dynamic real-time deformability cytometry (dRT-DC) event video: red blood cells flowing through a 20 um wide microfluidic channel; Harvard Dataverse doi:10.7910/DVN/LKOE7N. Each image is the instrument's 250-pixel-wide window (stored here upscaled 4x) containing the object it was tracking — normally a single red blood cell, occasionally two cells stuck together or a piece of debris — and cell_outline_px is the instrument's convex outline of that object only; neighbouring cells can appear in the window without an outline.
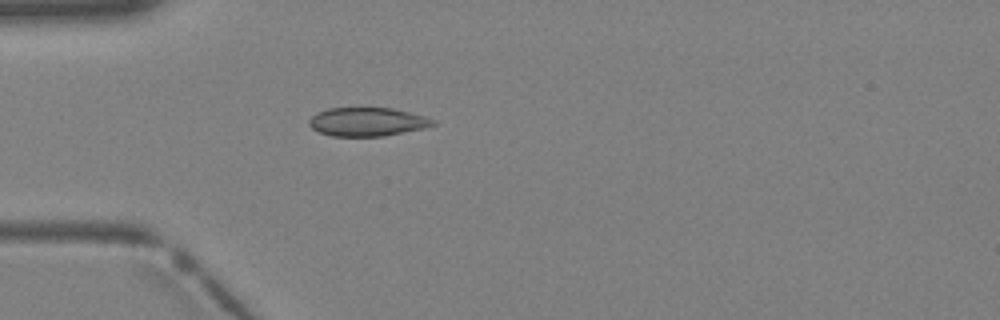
{"species": "Egyptian fruit bat (a non-hibernating species)", "species_latin": "Rousettus aegyptiacus", "temperature_condition": "warm", "stored_images_in_passage": 2, "camera_frame_rate_fps": 3000, "um_per_image_px": 0.085, "animal": {"sex": "female"}, "frame": {"image": 1, "passage_image": 2, "time_ms": 0.333, "image_size_px": [1000, 320], "cell_outline_px": [[436, 124], [424, 128], [384, 136], [332, 136], [320, 132], [312, 128], [308, 124], [308, 120], [316, 112], [328, 108], [392, 108], [424, 116], [436, 120]], "centroid_in_image_um": [31.2, 10.35], "position_along_channel_um": 53.8, "area_um2": 20.63}}